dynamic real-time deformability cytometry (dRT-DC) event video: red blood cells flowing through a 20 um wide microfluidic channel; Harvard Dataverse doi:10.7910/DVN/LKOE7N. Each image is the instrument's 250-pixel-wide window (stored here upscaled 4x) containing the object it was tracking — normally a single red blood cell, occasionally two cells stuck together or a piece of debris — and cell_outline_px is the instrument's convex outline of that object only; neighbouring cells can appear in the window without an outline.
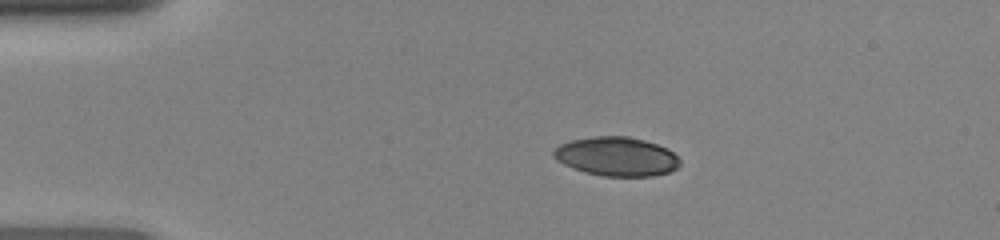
{"species": "human", "species_latin": "Homo sapiens", "temperature_condition": "room temperature", "stored_images_in_passage": 39, "camera_frame_rate_fps": 3000, "um_per_image_px": 0.085, "donor": {"sex": "female"}, "frame": {"image": 1, "passage_image": 1, "time_ms": 0.0, "image_size_px": [1000, 240], "cell_outline_px": [[680, 164], [676, 168], [668, 172], [652, 176], [604, 176], [584, 172], [572, 168], [556, 160], [552, 156], [552, 152], [560, 144], [572, 140], [592, 136], [628, 136], [644, 140], [668, 148], [680, 160]], "centroid_in_image_um": [52.39, 13.3], "position_along_channel_um": 32.6, "area_um2": 28.73}}
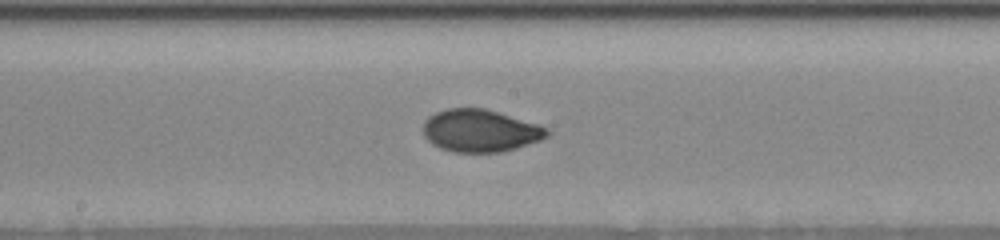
{"frame": {"image": 2, "passage_image": 17, "time_ms": 5.333, "image_size_px": [1000, 240], "cell_outline_px": [[548, 136], [540, 140], [516, 148], [500, 152], [452, 152], [440, 148], [432, 144], [424, 136], [424, 120], [428, 116], [436, 112], [448, 108], [484, 108], [540, 124], [548, 128]], "centroid_in_image_um": [40.81, 11.11], "position_along_channel_um": 207.4, "area_um2": 30.69}}
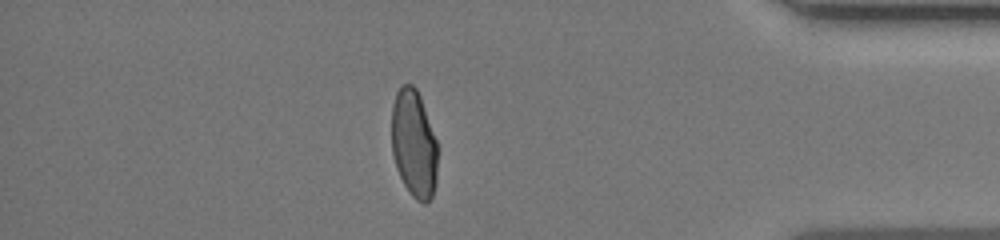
{"frame": {"image": 3, "passage_image": 33, "time_ms": 10.667, "image_size_px": [1000, 240], "cell_outline_px": [[436, 184], [432, 196], [424, 204], [416, 200], [412, 196], [404, 184], [396, 168], [392, 152], [392, 104], [396, 92], [404, 84], [412, 84], [416, 88], [420, 96], [436, 140]], "centroid_in_image_um": [35.16, 12.22], "position_along_channel_um": 400.0, "area_um2": 28.67}}